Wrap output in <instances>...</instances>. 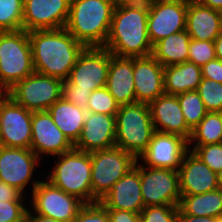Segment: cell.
I'll return each instance as SVG.
<instances>
[{
  "instance_id": "6da1fadb",
  "label": "cell",
  "mask_w": 222,
  "mask_h": 222,
  "mask_svg": "<svg viewBox=\"0 0 222 222\" xmlns=\"http://www.w3.org/2000/svg\"><path fill=\"white\" fill-rule=\"evenodd\" d=\"M36 73L67 80L85 46L65 28L28 32Z\"/></svg>"
},
{
  "instance_id": "7a4b0ae2",
  "label": "cell",
  "mask_w": 222,
  "mask_h": 222,
  "mask_svg": "<svg viewBox=\"0 0 222 222\" xmlns=\"http://www.w3.org/2000/svg\"><path fill=\"white\" fill-rule=\"evenodd\" d=\"M149 3L116 5L104 47L119 57L152 55L148 35Z\"/></svg>"
},
{
  "instance_id": "3957f363",
  "label": "cell",
  "mask_w": 222,
  "mask_h": 222,
  "mask_svg": "<svg viewBox=\"0 0 222 222\" xmlns=\"http://www.w3.org/2000/svg\"><path fill=\"white\" fill-rule=\"evenodd\" d=\"M115 6L111 0H71L64 28L85 47H104Z\"/></svg>"
},
{
  "instance_id": "277c9868",
  "label": "cell",
  "mask_w": 222,
  "mask_h": 222,
  "mask_svg": "<svg viewBox=\"0 0 222 222\" xmlns=\"http://www.w3.org/2000/svg\"><path fill=\"white\" fill-rule=\"evenodd\" d=\"M115 117L116 147L139 159L154 133L149 104L135 102L122 105Z\"/></svg>"
},
{
  "instance_id": "5b68a950",
  "label": "cell",
  "mask_w": 222,
  "mask_h": 222,
  "mask_svg": "<svg viewBox=\"0 0 222 222\" xmlns=\"http://www.w3.org/2000/svg\"><path fill=\"white\" fill-rule=\"evenodd\" d=\"M58 158L48 181L85 204H92L91 154L73 148L58 155Z\"/></svg>"
},
{
  "instance_id": "8992f818",
  "label": "cell",
  "mask_w": 222,
  "mask_h": 222,
  "mask_svg": "<svg viewBox=\"0 0 222 222\" xmlns=\"http://www.w3.org/2000/svg\"><path fill=\"white\" fill-rule=\"evenodd\" d=\"M34 72L28 32H0V86L8 91Z\"/></svg>"
},
{
  "instance_id": "52a82bcc",
  "label": "cell",
  "mask_w": 222,
  "mask_h": 222,
  "mask_svg": "<svg viewBox=\"0 0 222 222\" xmlns=\"http://www.w3.org/2000/svg\"><path fill=\"white\" fill-rule=\"evenodd\" d=\"M90 154L93 203H97L110 191L115 182L135 167L137 159L116 146Z\"/></svg>"
},
{
  "instance_id": "ba28073f",
  "label": "cell",
  "mask_w": 222,
  "mask_h": 222,
  "mask_svg": "<svg viewBox=\"0 0 222 222\" xmlns=\"http://www.w3.org/2000/svg\"><path fill=\"white\" fill-rule=\"evenodd\" d=\"M32 209L36 214L59 222H73L85 203L78 197L67 194L50 181L33 180Z\"/></svg>"
},
{
  "instance_id": "9c48e42d",
  "label": "cell",
  "mask_w": 222,
  "mask_h": 222,
  "mask_svg": "<svg viewBox=\"0 0 222 222\" xmlns=\"http://www.w3.org/2000/svg\"><path fill=\"white\" fill-rule=\"evenodd\" d=\"M135 167L140 171L144 207L156 205L179 206L181 193L178 171L168 168L144 167L143 164H138V159Z\"/></svg>"
},
{
  "instance_id": "30bf717a",
  "label": "cell",
  "mask_w": 222,
  "mask_h": 222,
  "mask_svg": "<svg viewBox=\"0 0 222 222\" xmlns=\"http://www.w3.org/2000/svg\"><path fill=\"white\" fill-rule=\"evenodd\" d=\"M62 80L34 72L7 91L16 103L27 110L47 111L62 97Z\"/></svg>"
},
{
  "instance_id": "8fae6325",
  "label": "cell",
  "mask_w": 222,
  "mask_h": 222,
  "mask_svg": "<svg viewBox=\"0 0 222 222\" xmlns=\"http://www.w3.org/2000/svg\"><path fill=\"white\" fill-rule=\"evenodd\" d=\"M32 111L16 103L9 95L0 102V144L9 148L30 149Z\"/></svg>"
},
{
  "instance_id": "7c38bea8",
  "label": "cell",
  "mask_w": 222,
  "mask_h": 222,
  "mask_svg": "<svg viewBox=\"0 0 222 222\" xmlns=\"http://www.w3.org/2000/svg\"><path fill=\"white\" fill-rule=\"evenodd\" d=\"M189 0H151L148 11V35L154 45L162 38L186 30Z\"/></svg>"
},
{
  "instance_id": "4fadbf2b",
  "label": "cell",
  "mask_w": 222,
  "mask_h": 222,
  "mask_svg": "<svg viewBox=\"0 0 222 222\" xmlns=\"http://www.w3.org/2000/svg\"><path fill=\"white\" fill-rule=\"evenodd\" d=\"M110 52L105 47H85L70 71L68 80L83 90L106 87Z\"/></svg>"
},
{
  "instance_id": "5bb4252c",
  "label": "cell",
  "mask_w": 222,
  "mask_h": 222,
  "mask_svg": "<svg viewBox=\"0 0 222 222\" xmlns=\"http://www.w3.org/2000/svg\"><path fill=\"white\" fill-rule=\"evenodd\" d=\"M189 149L188 141L185 138L154 131L146 151L139 158L146 166L178 171L183 157Z\"/></svg>"
},
{
  "instance_id": "9a60e30c",
  "label": "cell",
  "mask_w": 222,
  "mask_h": 222,
  "mask_svg": "<svg viewBox=\"0 0 222 222\" xmlns=\"http://www.w3.org/2000/svg\"><path fill=\"white\" fill-rule=\"evenodd\" d=\"M71 0H24L23 29L47 30L64 28Z\"/></svg>"
},
{
  "instance_id": "2e32d148",
  "label": "cell",
  "mask_w": 222,
  "mask_h": 222,
  "mask_svg": "<svg viewBox=\"0 0 222 222\" xmlns=\"http://www.w3.org/2000/svg\"><path fill=\"white\" fill-rule=\"evenodd\" d=\"M39 157L31 149L0 147V181L24 190L38 165Z\"/></svg>"
},
{
  "instance_id": "e0dca14e",
  "label": "cell",
  "mask_w": 222,
  "mask_h": 222,
  "mask_svg": "<svg viewBox=\"0 0 222 222\" xmlns=\"http://www.w3.org/2000/svg\"><path fill=\"white\" fill-rule=\"evenodd\" d=\"M32 140L30 149L41 155L58 156L74 148L64 133L55 125L48 111L32 112Z\"/></svg>"
},
{
  "instance_id": "ac0fdd59",
  "label": "cell",
  "mask_w": 222,
  "mask_h": 222,
  "mask_svg": "<svg viewBox=\"0 0 222 222\" xmlns=\"http://www.w3.org/2000/svg\"><path fill=\"white\" fill-rule=\"evenodd\" d=\"M116 115L87 112L79 139L74 148L91 153L116 146Z\"/></svg>"
},
{
  "instance_id": "d6986e66",
  "label": "cell",
  "mask_w": 222,
  "mask_h": 222,
  "mask_svg": "<svg viewBox=\"0 0 222 222\" xmlns=\"http://www.w3.org/2000/svg\"><path fill=\"white\" fill-rule=\"evenodd\" d=\"M136 102L150 104L164 94V67L152 56L133 57Z\"/></svg>"
},
{
  "instance_id": "ffe728a7",
  "label": "cell",
  "mask_w": 222,
  "mask_h": 222,
  "mask_svg": "<svg viewBox=\"0 0 222 222\" xmlns=\"http://www.w3.org/2000/svg\"><path fill=\"white\" fill-rule=\"evenodd\" d=\"M178 172L181 195H198L218 189L217 174L190 149Z\"/></svg>"
},
{
  "instance_id": "44dd1931",
  "label": "cell",
  "mask_w": 222,
  "mask_h": 222,
  "mask_svg": "<svg viewBox=\"0 0 222 222\" xmlns=\"http://www.w3.org/2000/svg\"><path fill=\"white\" fill-rule=\"evenodd\" d=\"M149 107L154 131L179 135L189 141L192 131L186 125L177 95L164 93Z\"/></svg>"
},
{
  "instance_id": "7402d4cb",
  "label": "cell",
  "mask_w": 222,
  "mask_h": 222,
  "mask_svg": "<svg viewBox=\"0 0 222 222\" xmlns=\"http://www.w3.org/2000/svg\"><path fill=\"white\" fill-rule=\"evenodd\" d=\"M106 209L140 213L144 208L141 194L140 171L134 167L115 182L110 191L99 201Z\"/></svg>"
},
{
  "instance_id": "603a6c76",
  "label": "cell",
  "mask_w": 222,
  "mask_h": 222,
  "mask_svg": "<svg viewBox=\"0 0 222 222\" xmlns=\"http://www.w3.org/2000/svg\"><path fill=\"white\" fill-rule=\"evenodd\" d=\"M133 76V57H119L110 53L106 88L119 106L136 102Z\"/></svg>"
},
{
  "instance_id": "cb8c5ba5",
  "label": "cell",
  "mask_w": 222,
  "mask_h": 222,
  "mask_svg": "<svg viewBox=\"0 0 222 222\" xmlns=\"http://www.w3.org/2000/svg\"><path fill=\"white\" fill-rule=\"evenodd\" d=\"M186 31L191 39L214 42L221 33L219 11L201 5L196 0H189Z\"/></svg>"
},
{
  "instance_id": "d4e9b609",
  "label": "cell",
  "mask_w": 222,
  "mask_h": 222,
  "mask_svg": "<svg viewBox=\"0 0 222 222\" xmlns=\"http://www.w3.org/2000/svg\"><path fill=\"white\" fill-rule=\"evenodd\" d=\"M47 111L55 125L74 145L80 137L87 111L62 97L54 102Z\"/></svg>"
},
{
  "instance_id": "484cf974",
  "label": "cell",
  "mask_w": 222,
  "mask_h": 222,
  "mask_svg": "<svg viewBox=\"0 0 222 222\" xmlns=\"http://www.w3.org/2000/svg\"><path fill=\"white\" fill-rule=\"evenodd\" d=\"M202 80L201 67L191 62H184L164 67V92L178 95L197 90Z\"/></svg>"
},
{
  "instance_id": "4316f807",
  "label": "cell",
  "mask_w": 222,
  "mask_h": 222,
  "mask_svg": "<svg viewBox=\"0 0 222 222\" xmlns=\"http://www.w3.org/2000/svg\"><path fill=\"white\" fill-rule=\"evenodd\" d=\"M190 40L186 30L171 34L153 45L152 56L163 67L188 62Z\"/></svg>"
},
{
  "instance_id": "83f0119b",
  "label": "cell",
  "mask_w": 222,
  "mask_h": 222,
  "mask_svg": "<svg viewBox=\"0 0 222 222\" xmlns=\"http://www.w3.org/2000/svg\"><path fill=\"white\" fill-rule=\"evenodd\" d=\"M179 208L187 215L220 218L222 191L216 189L198 195H181Z\"/></svg>"
},
{
  "instance_id": "f1b7e54d",
  "label": "cell",
  "mask_w": 222,
  "mask_h": 222,
  "mask_svg": "<svg viewBox=\"0 0 222 222\" xmlns=\"http://www.w3.org/2000/svg\"><path fill=\"white\" fill-rule=\"evenodd\" d=\"M193 141L196 142L193 146L222 143V115L220 112H207L206 116L192 130L188 146Z\"/></svg>"
},
{
  "instance_id": "f546056e",
  "label": "cell",
  "mask_w": 222,
  "mask_h": 222,
  "mask_svg": "<svg viewBox=\"0 0 222 222\" xmlns=\"http://www.w3.org/2000/svg\"><path fill=\"white\" fill-rule=\"evenodd\" d=\"M187 127L192 131L206 116L207 110L196 90L177 95Z\"/></svg>"
},
{
  "instance_id": "4dcf8cb0",
  "label": "cell",
  "mask_w": 222,
  "mask_h": 222,
  "mask_svg": "<svg viewBox=\"0 0 222 222\" xmlns=\"http://www.w3.org/2000/svg\"><path fill=\"white\" fill-rule=\"evenodd\" d=\"M24 0H0V32L23 29Z\"/></svg>"
},
{
  "instance_id": "1f68e13d",
  "label": "cell",
  "mask_w": 222,
  "mask_h": 222,
  "mask_svg": "<svg viewBox=\"0 0 222 222\" xmlns=\"http://www.w3.org/2000/svg\"><path fill=\"white\" fill-rule=\"evenodd\" d=\"M196 91L200 95L207 112L222 111V83L202 78Z\"/></svg>"
},
{
  "instance_id": "d6a6232c",
  "label": "cell",
  "mask_w": 222,
  "mask_h": 222,
  "mask_svg": "<svg viewBox=\"0 0 222 222\" xmlns=\"http://www.w3.org/2000/svg\"><path fill=\"white\" fill-rule=\"evenodd\" d=\"M119 104L106 87L92 91L89 96L87 112L116 115Z\"/></svg>"
},
{
  "instance_id": "836d02e7",
  "label": "cell",
  "mask_w": 222,
  "mask_h": 222,
  "mask_svg": "<svg viewBox=\"0 0 222 222\" xmlns=\"http://www.w3.org/2000/svg\"><path fill=\"white\" fill-rule=\"evenodd\" d=\"M216 58L215 45L212 41L190 40L188 62L202 67Z\"/></svg>"
},
{
  "instance_id": "e575fe53",
  "label": "cell",
  "mask_w": 222,
  "mask_h": 222,
  "mask_svg": "<svg viewBox=\"0 0 222 222\" xmlns=\"http://www.w3.org/2000/svg\"><path fill=\"white\" fill-rule=\"evenodd\" d=\"M179 206H147L140 212V222H176Z\"/></svg>"
},
{
  "instance_id": "d590c367",
  "label": "cell",
  "mask_w": 222,
  "mask_h": 222,
  "mask_svg": "<svg viewBox=\"0 0 222 222\" xmlns=\"http://www.w3.org/2000/svg\"><path fill=\"white\" fill-rule=\"evenodd\" d=\"M191 150L216 174L222 170V143L194 146Z\"/></svg>"
},
{
  "instance_id": "8d00e7d4",
  "label": "cell",
  "mask_w": 222,
  "mask_h": 222,
  "mask_svg": "<svg viewBox=\"0 0 222 222\" xmlns=\"http://www.w3.org/2000/svg\"><path fill=\"white\" fill-rule=\"evenodd\" d=\"M28 210L22 201H0V222H26Z\"/></svg>"
},
{
  "instance_id": "74e56055",
  "label": "cell",
  "mask_w": 222,
  "mask_h": 222,
  "mask_svg": "<svg viewBox=\"0 0 222 222\" xmlns=\"http://www.w3.org/2000/svg\"><path fill=\"white\" fill-rule=\"evenodd\" d=\"M73 222H110L107 209L100 203L85 204Z\"/></svg>"
},
{
  "instance_id": "f35d334b",
  "label": "cell",
  "mask_w": 222,
  "mask_h": 222,
  "mask_svg": "<svg viewBox=\"0 0 222 222\" xmlns=\"http://www.w3.org/2000/svg\"><path fill=\"white\" fill-rule=\"evenodd\" d=\"M62 98L71 102L78 107L87 110L89 96L91 90H83L76 88V84H72L68 79L62 82Z\"/></svg>"
},
{
  "instance_id": "ab89813d",
  "label": "cell",
  "mask_w": 222,
  "mask_h": 222,
  "mask_svg": "<svg viewBox=\"0 0 222 222\" xmlns=\"http://www.w3.org/2000/svg\"><path fill=\"white\" fill-rule=\"evenodd\" d=\"M202 78L222 83V60L215 58L201 67Z\"/></svg>"
},
{
  "instance_id": "60d3db41",
  "label": "cell",
  "mask_w": 222,
  "mask_h": 222,
  "mask_svg": "<svg viewBox=\"0 0 222 222\" xmlns=\"http://www.w3.org/2000/svg\"><path fill=\"white\" fill-rule=\"evenodd\" d=\"M110 222H140V213L126 210L107 209Z\"/></svg>"
},
{
  "instance_id": "b9f144b4",
  "label": "cell",
  "mask_w": 222,
  "mask_h": 222,
  "mask_svg": "<svg viewBox=\"0 0 222 222\" xmlns=\"http://www.w3.org/2000/svg\"><path fill=\"white\" fill-rule=\"evenodd\" d=\"M24 199L19 190L0 181V201H23Z\"/></svg>"
},
{
  "instance_id": "7bdbcfd3",
  "label": "cell",
  "mask_w": 222,
  "mask_h": 222,
  "mask_svg": "<svg viewBox=\"0 0 222 222\" xmlns=\"http://www.w3.org/2000/svg\"><path fill=\"white\" fill-rule=\"evenodd\" d=\"M220 218L192 216L185 214L180 208L176 217V222H219Z\"/></svg>"
},
{
  "instance_id": "ee69618b",
  "label": "cell",
  "mask_w": 222,
  "mask_h": 222,
  "mask_svg": "<svg viewBox=\"0 0 222 222\" xmlns=\"http://www.w3.org/2000/svg\"><path fill=\"white\" fill-rule=\"evenodd\" d=\"M26 222H59L53 218H48L39 214H34L32 211H27Z\"/></svg>"
},
{
  "instance_id": "f6af8a7d",
  "label": "cell",
  "mask_w": 222,
  "mask_h": 222,
  "mask_svg": "<svg viewBox=\"0 0 222 222\" xmlns=\"http://www.w3.org/2000/svg\"><path fill=\"white\" fill-rule=\"evenodd\" d=\"M201 5L207 6L211 9L221 11L222 10V0H196Z\"/></svg>"
},
{
  "instance_id": "bcb514c9",
  "label": "cell",
  "mask_w": 222,
  "mask_h": 222,
  "mask_svg": "<svg viewBox=\"0 0 222 222\" xmlns=\"http://www.w3.org/2000/svg\"><path fill=\"white\" fill-rule=\"evenodd\" d=\"M216 58L222 60V32L214 40Z\"/></svg>"
},
{
  "instance_id": "7dc6e473",
  "label": "cell",
  "mask_w": 222,
  "mask_h": 222,
  "mask_svg": "<svg viewBox=\"0 0 222 222\" xmlns=\"http://www.w3.org/2000/svg\"><path fill=\"white\" fill-rule=\"evenodd\" d=\"M115 5L149 3L151 0H111Z\"/></svg>"
},
{
  "instance_id": "c3c4849f",
  "label": "cell",
  "mask_w": 222,
  "mask_h": 222,
  "mask_svg": "<svg viewBox=\"0 0 222 222\" xmlns=\"http://www.w3.org/2000/svg\"><path fill=\"white\" fill-rule=\"evenodd\" d=\"M218 189L222 191V170L217 174Z\"/></svg>"
},
{
  "instance_id": "681fc988",
  "label": "cell",
  "mask_w": 222,
  "mask_h": 222,
  "mask_svg": "<svg viewBox=\"0 0 222 222\" xmlns=\"http://www.w3.org/2000/svg\"><path fill=\"white\" fill-rule=\"evenodd\" d=\"M6 95L7 91L2 86H0V102L6 97Z\"/></svg>"
},
{
  "instance_id": "f907efd6",
  "label": "cell",
  "mask_w": 222,
  "mask_h": 222,
  "mask_svg": "<svg viewBox=\"0 0 222 222\" xmlns=\"http://www.w3.org/2000/svg\"><path fill=\"white\" fill-rule=\"evenodd\" d=\"M219 13H220V20H221V32H222V10H221V11H219Z\"/></svg>"
}]
</instances>
